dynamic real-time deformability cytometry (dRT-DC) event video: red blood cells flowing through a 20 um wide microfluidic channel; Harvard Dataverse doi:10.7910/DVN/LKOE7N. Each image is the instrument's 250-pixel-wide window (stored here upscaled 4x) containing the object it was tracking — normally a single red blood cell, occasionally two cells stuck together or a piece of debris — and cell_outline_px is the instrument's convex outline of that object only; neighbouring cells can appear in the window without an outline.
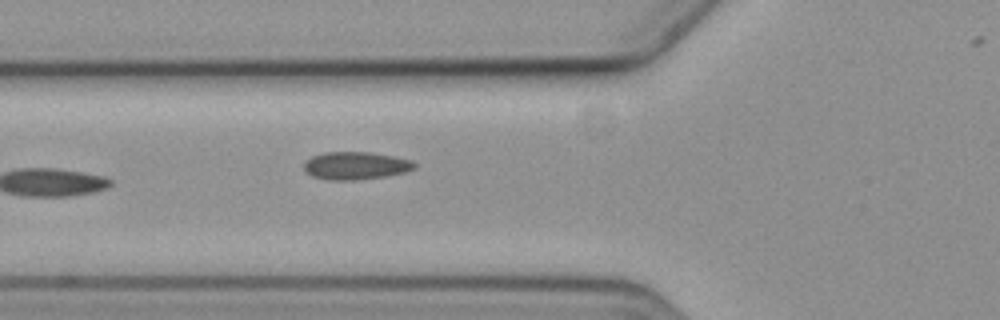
{"species": "common noctule bat (a hibernating species)", "species_latin": "Nyctalus noctula", "temperature_condition": "cold", "stored_images_in_passage": 6, "camera_frame_rate_fps": 3000, "um_per_image_px": 0.085, "animal": {"sex": "female", "body_mass_g": 19.3, "forearm_length_mm": 54.1}, "frame": {"image": 1, "passage_image": 6, "time_ms": 6.0, "image_size_px": [1000, 320], "cell_outline_px": [[416, 168], [404, 172], [384, 176], [352, 180], [332, 180], [312, 176], [304, 168], [304, 160], [312, 156], [324, 152], [372, 152], [396, 156], [412, 160], [416, 164]], "centroid_in_image_um": [30.24, 14.06], "position_along_channel_um": 95.6, "area_um2": 17.86}}